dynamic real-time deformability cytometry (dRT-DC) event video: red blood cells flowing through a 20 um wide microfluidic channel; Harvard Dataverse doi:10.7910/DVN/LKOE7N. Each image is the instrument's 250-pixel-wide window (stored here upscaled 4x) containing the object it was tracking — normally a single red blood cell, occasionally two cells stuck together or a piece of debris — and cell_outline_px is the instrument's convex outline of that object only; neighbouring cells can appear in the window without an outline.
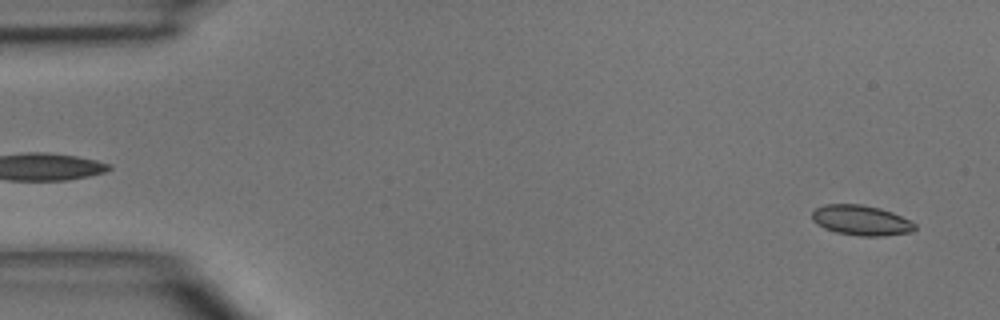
{"species": "common noctule bat (a hibernating species)", "species_latin": "Nyctalus noctula", "temperature_condition": "room temperature", "stored_images_in_passage": 4, "camera_frame_rate_fps": 3000, "um_per_image_px": 0.085, "animal": {"sex": "male", "body_mass_g": 15.6}, "frame": {"image": 1, "passage_image": 4, "time_ms": 3.333, "image_size_px": [1000, 320], "cell_outline_px": [[916, 228], [912, 232], [884, 236], [860, 236], [836, 232], [824, 228], [816, 224], [812, 220], [812, 212], [816, 208], [824, 204], [864, 204], [880, 208], [892, 212], [916, 224]], "centroid_in_image_um": [73.18, 18.72], "position_along_channel_um": 11.8, "area_um2": 18.15}}